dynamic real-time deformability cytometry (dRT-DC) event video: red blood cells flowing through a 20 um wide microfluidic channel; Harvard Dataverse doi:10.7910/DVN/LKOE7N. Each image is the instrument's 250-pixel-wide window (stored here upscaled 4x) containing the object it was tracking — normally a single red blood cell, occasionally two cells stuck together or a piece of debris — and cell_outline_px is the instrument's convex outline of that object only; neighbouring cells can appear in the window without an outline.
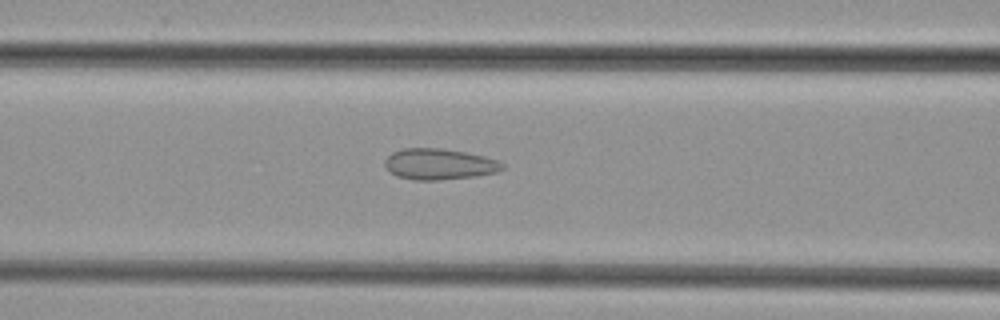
{"species": "common noctule bat (a hibernating species)", "species_latin": "Nyctalus noctula", "temperature_condition": "cold", "stored_images_in_passage": 39, "camera_frame_rate_fps": 3000, "um_per_image_px": 0.085, "animal": {"sex": "female", "body_mass_g": 29.2, "forearm_length_mm": 56.3}, "frame": {"image": 1, "passage_image": 11, "time_ms": 3.333, "image_size_px": [1000, 320], "cell_outline_px": [[504, 168], [496, 172], [472, 176], [436, 180], [412, 180], [396, 176], [388, 172], [384, 164], [384, 160], [392, 152], [404, 148], [440, 148], [464, 152], [484, 156], [496, 160], [504, 164]], "centroid_in_image_um": [37.27, 13.95], "position_along_channel_um": 129.3, "area_um2": 21.15}}
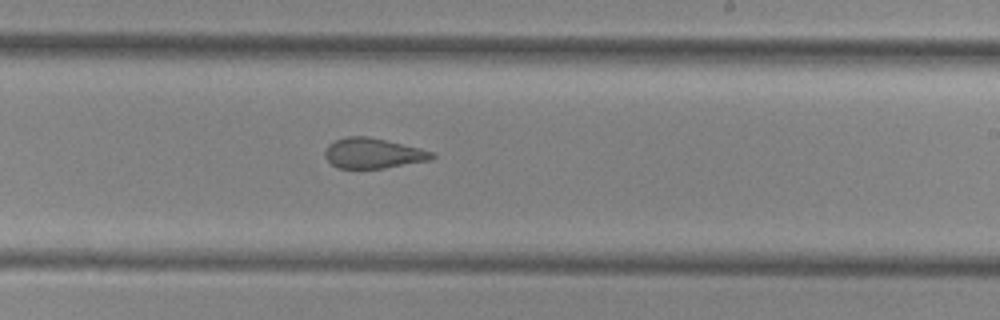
{"frame": {"image": 2, "passage_image": 20, "time_ms": 6.333, "image_size_px": [1000, 320], "cell_outline_px": [[436, 156], [432, 160], [384, 168], [336, 168], [324, 156], [324, 152], [328, 144], [336, 140], [348, 136], [368, 136], [420, 148], [436, 152]], "centroid_in_image_um": [31.74, 13.03], "position_along_channel_um": 257.3, "area_um2": 18.96}}
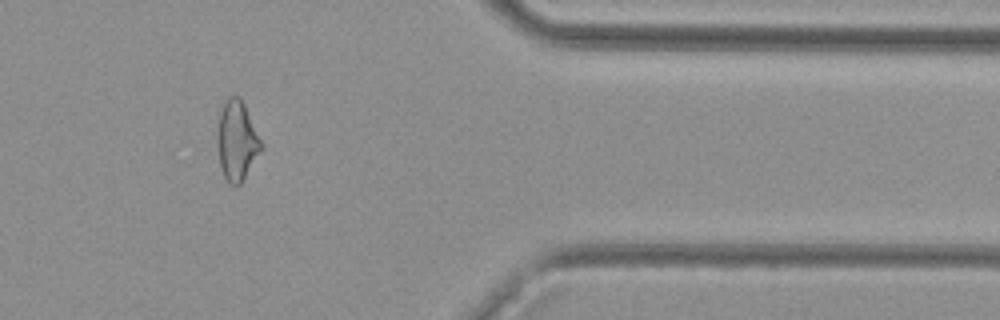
{"frame": {"image": 3, "passage_image": 31, "time_ms": 10.0, "image_size_px": [1000, 320], "cell_outline_px": [[260, 148], [240, 184], [236, 188], [228, 184], [224, 176], [220, 164], [220, 112], [228, 96], [240, 96], [244, 104], [260, 140]], "centroid_in_image_um": [20.13, 11.97], "position_along_channel_um": 391.3, "area_um2": 18.9}}